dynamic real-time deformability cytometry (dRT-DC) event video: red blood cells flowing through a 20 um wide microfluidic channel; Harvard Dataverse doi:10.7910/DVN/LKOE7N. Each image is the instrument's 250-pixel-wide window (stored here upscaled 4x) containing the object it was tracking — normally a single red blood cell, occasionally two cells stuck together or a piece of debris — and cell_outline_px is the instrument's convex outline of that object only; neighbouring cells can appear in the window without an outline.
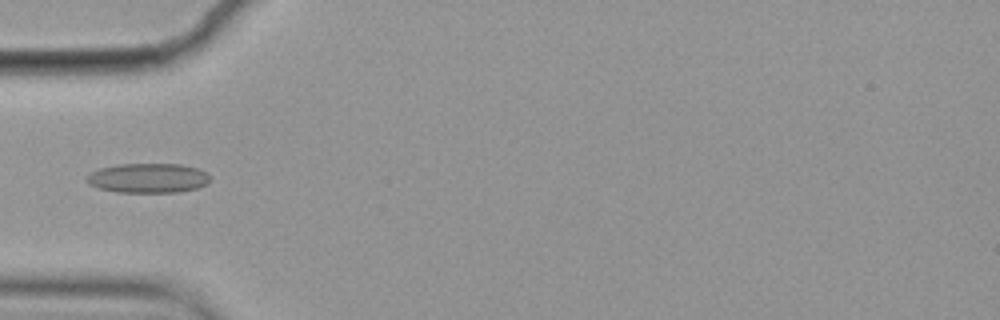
{"species": "common noctule bat (a hibernating species)", "species_latin": "Nyctalus noctula", "temperature_condition": "cold", "stored_images_in_passage": 7, "camera_frame_rate_fps": 3000, "um_per_image_px": 0.085, "animal": {"sex": "female", "body_mass_g": 19.9}, "frame": {"image": 1, "passage_image": 4, "time_ms": 1.0, "image_size_px": [1000, 320], "cell_outline_px": [[208, 184], [196, 188], [176, 192], [116, 192], [100, 188], [88, 184], [84, 180], [92, 172], [100, 168], [120, 164], [180, 164], [196, 168], [204, 172], [208, 176]], "centroid_in_image_um": [12.55, 15.14], "position_along_channel_um": 72.4, "area_um2": 21.04}}
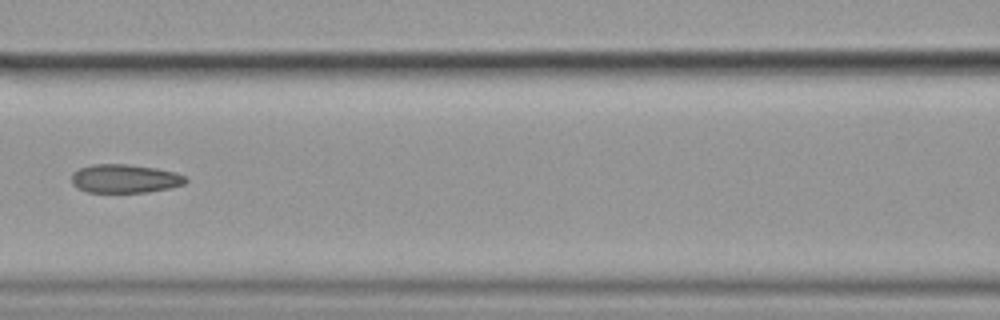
{"frame": {"image": 2, "passage_image": 6, "time_ms": 1.667, "image_size_px": [1000, 320], "cell_outline_px": [[188, 180], [184, 184], [168, 188], [148, 192], [88, 192], [72, 184], [72, 172], [80, 168], [92, 164], [128, 164], [156, 168], [176, 172], [184, 176]], "centroid_in_image_um": [10.61, 15.17], "position_along_channel_um": 156.0, "area_um2": 18.96}}
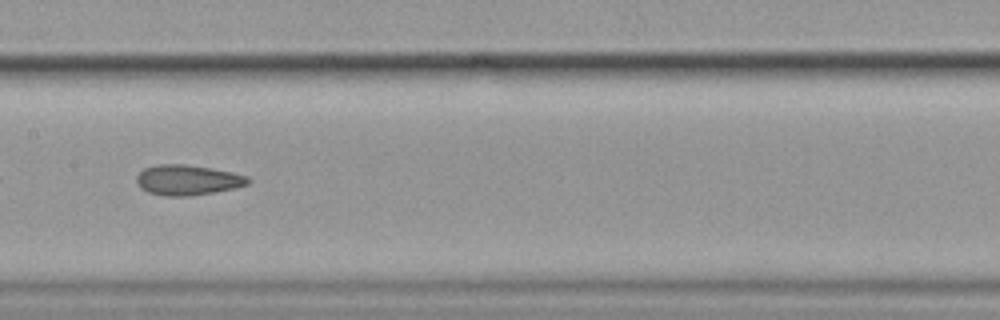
{"frame": {"image": 3, "passage_image": 7, "time_ms": 2.0, "image_size_px": [1000, 320], "cell_outline_px": [[252, 180], [248, 184], [236, 188], [188, 196], [164, 196], [148, 192], [140, 188], [136, 180], [136, 176], [144, 168], [156, 164], [188, 164], [212, 168], [232, 172], [248, 176]], "centroid_in_image_um": [15.95, 15.29], "position_along_channel_um": 191.5, "area_um2": 19.83}}